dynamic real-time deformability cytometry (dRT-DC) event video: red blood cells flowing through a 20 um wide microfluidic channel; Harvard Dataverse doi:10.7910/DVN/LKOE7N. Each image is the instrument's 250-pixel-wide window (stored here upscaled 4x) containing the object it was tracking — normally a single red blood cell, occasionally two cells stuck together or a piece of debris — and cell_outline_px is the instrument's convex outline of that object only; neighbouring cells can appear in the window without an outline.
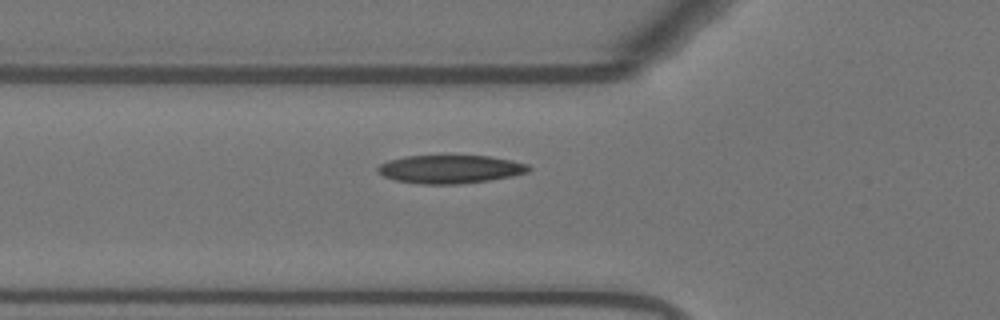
{"species": "Egyptian fruit bat (a non-hibernating species)", "species_latin": "Rousettus aegyptiacus", "temperature_condition": "warm", "stored_images_in_passage": 34, "camera_frame_rate_fps": 3000, "um_per_image_px": 0.085, "animal": {"sex": "female"}, "frame": {"image": 1, "passage_image": 2, "time_ms": 0.333, "image_size_px": [1000, 320], "cell_outline_px": [[532, 168], [528, 172], [512, 176], [488, 180], [460, 184], [420, 184], [396, 180], [384, 176], [376, 172], [376, 168], [380, 164], [388, 160], [404, 156], [488, 156], [512, 160], [528, 164]], "centroid_in_image_um": [38.25, 14.38], "position_along_channel_um": 87.5, "area_um2": 24.91}}
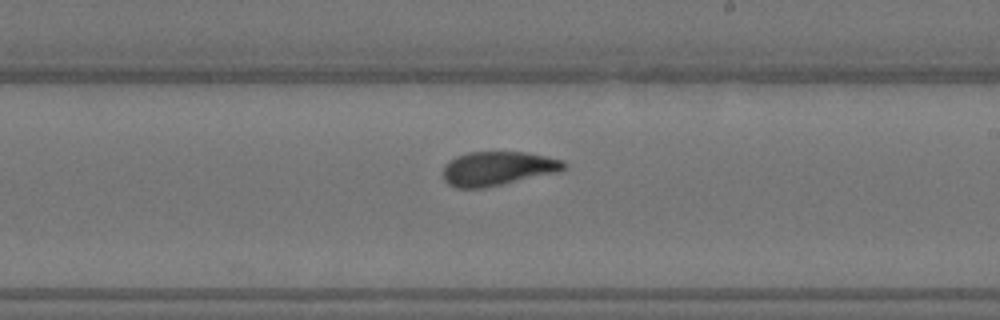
{"frame": {"image": 2, "passage_image": 15, "time_ms": 4.667, "image_size_px": [1000, 320], "cell_outline_px": [[568, 164], [560, 172], [484, 188], [456, 188], [448, 184], [444, 180], [444, 164], [456, 156], [468, 152], [524, 152], [564, 160]], "centroid_in_image_um": [42.31, 14.33], "position_along_channel_um": 246.7, "area_um2": 24.1}}
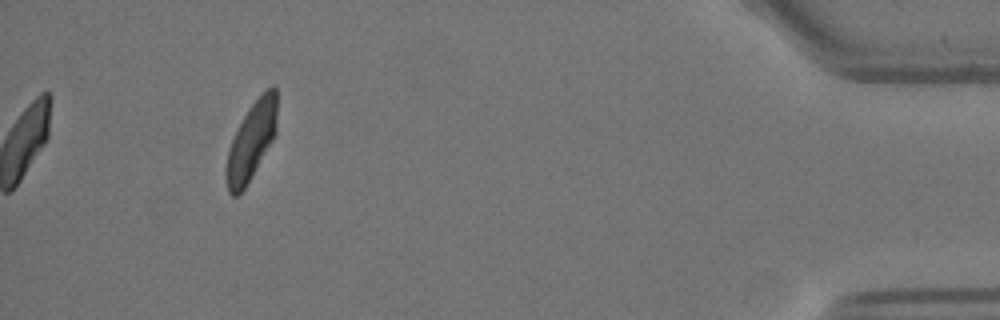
{"frame": {"image": 3, "passage_image": 34, "time_ms": 11.0, "image_size_px": [1000, 320], "cell_outline_px": [[276, 132], [272, 140], [252, 176], [244, 188], [236, 196], [232, 196], [228, 192], [228, 152], [232, 140], [248, 108], [272, 84], [276, 88]], "centroid_in_image_um": [21.4, 11.95], "position_along_channel_um": 413.8, "area_um2": 21.96}}